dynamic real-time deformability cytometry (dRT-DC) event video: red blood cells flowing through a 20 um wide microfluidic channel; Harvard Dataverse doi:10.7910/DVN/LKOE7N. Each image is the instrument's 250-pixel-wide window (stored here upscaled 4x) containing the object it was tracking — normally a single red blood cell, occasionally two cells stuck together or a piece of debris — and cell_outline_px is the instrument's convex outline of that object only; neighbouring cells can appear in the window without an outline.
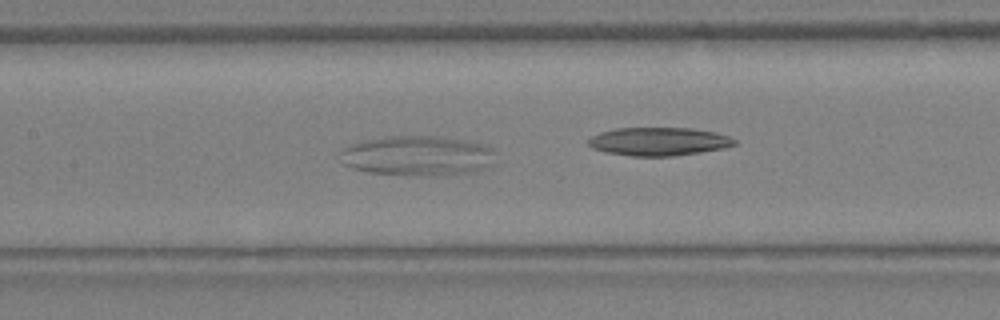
{"species": "Egyptian fruit bat (a non-hibernating species)", "species_latin": "Rousettus aegyptiacus", "temperature_condition": "warm", "stored_images_in_passage": 32, "camera_frame_rate_fps": 3000, "um_per_image_px": 0.085, "animal": {"sex": "female"}, "frame": {"image": 1, "passage_image": 15, "time_ms": 4.667, "image_size_px": [1000, 320], "cell_outline_px": [[500, 164], [492, 168], [468, 172], [428, 176], [372, 172], [352, 168], [344, 164], [340, 152], [344, 148], [352, 144], [364, 140], [384, 136], [432, 136], [480, 144], [492, 148], [496, 152]], "centroid_in_image_um": [35.59, 13.25], "position_along_channel_um": 171.8, "area_um2": 36.18}}